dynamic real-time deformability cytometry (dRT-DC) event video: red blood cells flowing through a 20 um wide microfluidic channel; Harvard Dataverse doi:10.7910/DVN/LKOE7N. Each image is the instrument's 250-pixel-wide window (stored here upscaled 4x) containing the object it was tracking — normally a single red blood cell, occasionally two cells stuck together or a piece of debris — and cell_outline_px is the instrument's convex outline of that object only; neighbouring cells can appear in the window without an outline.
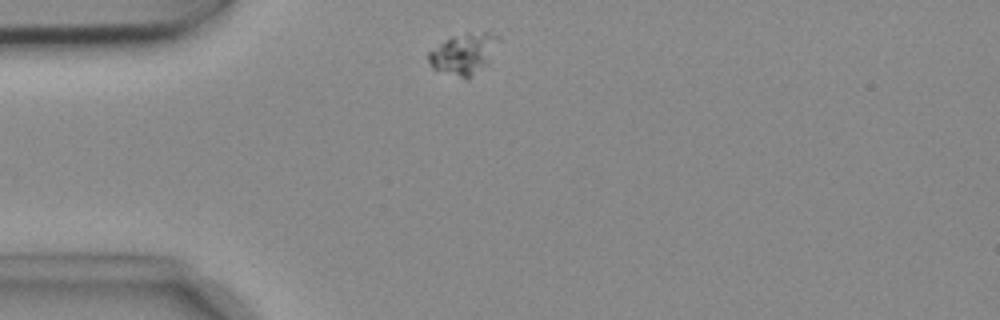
{"species": "common noctule bat (a hibernating species)", "species_latin": "Nyctalus noctula", "temperature_condition": "cold", "stored_images_in_passage": 44, "camera_frame_rate_fps": 3000, "um_per_image_px": 0.085, "animal": {"sex": "female", "body_mass_g": 18.4}, "frame": {"image": 1, "passage_image": 1, "time_ms": 0.0, "image_size_px": [1000, 320], "cell_outline_px": [[492, 36], [488, 60], [484, 64], [468, 76], [460, 76], [432, 68], [428, 60], [428, 52], [452, 36], [464, 32], [488, 32]], "centroid_in_image_um": [39.23, 4.54], "position_along_channel_um": 45.8, "area_um2": 14.97}}
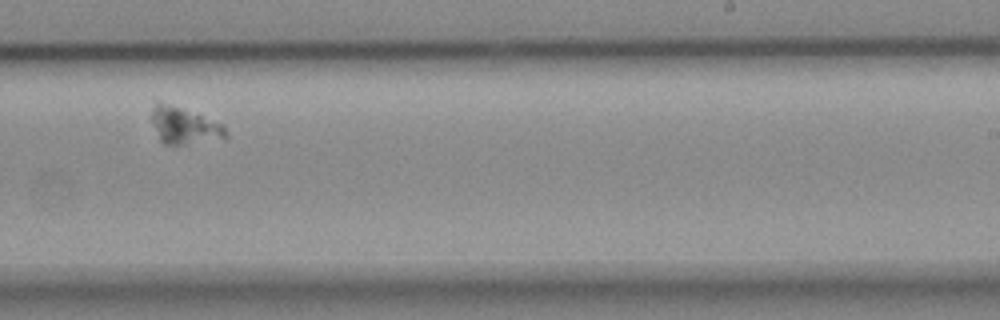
{"frame": {"image": 2, "passage_image": 22, "time_ms": 7.0, "image_size_px": [1000, 320], "cell_outline_px": [[228, 136], [224, 140], [180, 144], [164, 144], [160, 140], [152, 120], [152, 112], [156, 104], [168, 104], [200, 116], [220, 124], [224, 128]], "centroid_in_image_um": [15.69, 10.75], "position_along_channel_um": 273.3, "area_um2": 15.03}}
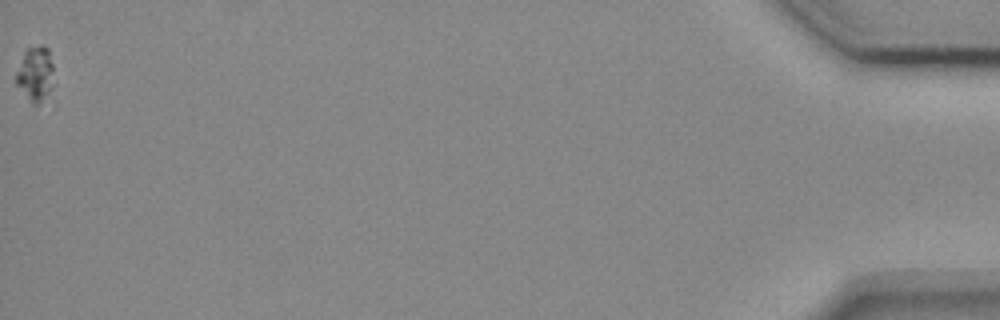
{"frame": {"image": 3, "passage_image": 44, "time_ms": 14.333, "image_size_px": [1000, 320], "cell_outline_px": [[52, 68], [48, 92], [36, 104], [32, 104], [16, 84], [16, 72], [24, 52], [28, 48], [40, 44], [44, 44], [48, 48], [52, 64]], "centroid_in_image_um": [2.96, 6.2], "position_along_channel_um": 432.2, "area_um2": 11.44}}